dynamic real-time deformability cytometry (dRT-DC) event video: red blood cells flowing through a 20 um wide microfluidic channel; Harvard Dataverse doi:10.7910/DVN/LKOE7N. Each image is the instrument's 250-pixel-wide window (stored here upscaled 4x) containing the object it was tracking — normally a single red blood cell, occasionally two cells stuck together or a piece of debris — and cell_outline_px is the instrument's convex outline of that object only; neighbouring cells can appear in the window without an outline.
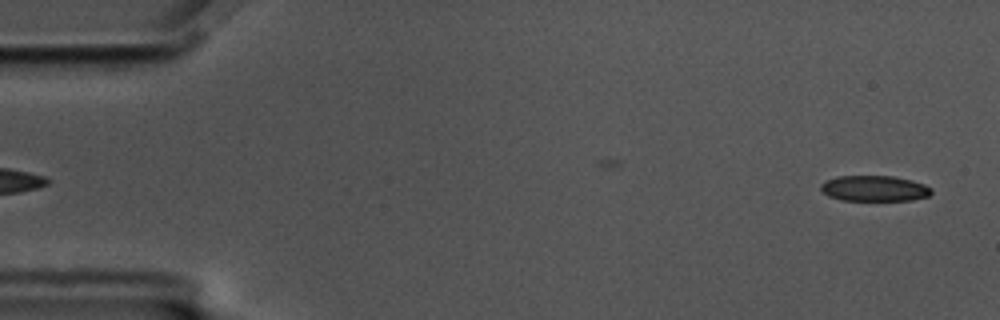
{"species": "common noctule bat (a hibernating species)", "species_latin": "Nyctalus noctula", "temperature_condition": "cold", "stored_images_in_passage": 47, "camera_frame_rate_fps": 3000, "um_per_image_px": 0.085, "animal": {"sex": "male", "body_mass_g": 17.5, "forearm_length_mm": 52.3}, "frame": {"image": 1, "passage_image": 2, "time_ms": 0.333, "image_size_px": [1000, 320], "cell_outline_px": [[932, 192], [928, 196], [912, 200], [840, 200], [828, 196], [820, 188], [820, 184], [836, 176], [892, 176], [912, 180], [924, 184], [932, 188]], "centroid_in_image_um": [74.33, 16.01], "position_along_channel_um": 10.7, "area_um2": 16.53}}
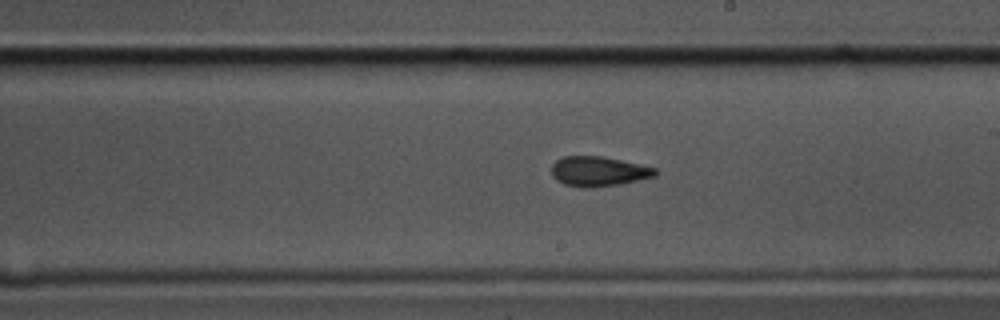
{"frame": {"image": 2, "passage_image": 32, "time_ms": 10.333, "image_size_px": [1000, 320], "cell_outline_px": [[656, 176], [620, 184], [588, 188], [584, 188], [564, 184], [556, 180], [552, 176], [552, 164], [556, 160], [564, 156], [604, 156], [640, 164], [656, 168]], "centroid_in_image_um": [50.86, 14.56], "position_along_channel_um": 238.1, "area_um2": 18.09}}
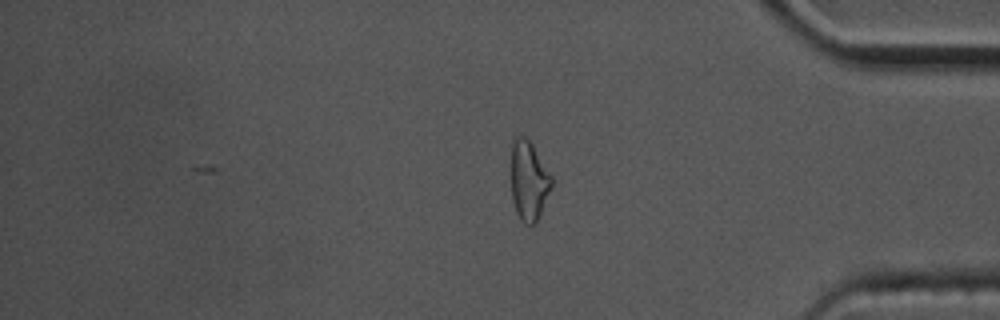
{"frame": {"image": 3, "passage_image": 47, "time_ms": 15.333, "image_size_px": [1000, 320], "cell_outline_px": [[552, 184], [536, 224], [524, 224], [520, 220], [516, 212], [512, 200], [508, 164], [512, 136], [524, 136], [532, 144], [552, 176]], "centroid_in_image_um": [44.86, 15.31], "position_along_channel_um": 390.3, "area_um2": 19.54}, "authors_computed_cell_mechanics": {"area_um2": 17.6868, "velocity_mm_per_s": 3.4845, "shape_relaxation_time_tau1_ms": 4.5355, "shape_relaxation_time_tau2_ms": 3.9978, "deformation_change_tau1": 0.123, "deformation_change_tau2": 0.1064}}